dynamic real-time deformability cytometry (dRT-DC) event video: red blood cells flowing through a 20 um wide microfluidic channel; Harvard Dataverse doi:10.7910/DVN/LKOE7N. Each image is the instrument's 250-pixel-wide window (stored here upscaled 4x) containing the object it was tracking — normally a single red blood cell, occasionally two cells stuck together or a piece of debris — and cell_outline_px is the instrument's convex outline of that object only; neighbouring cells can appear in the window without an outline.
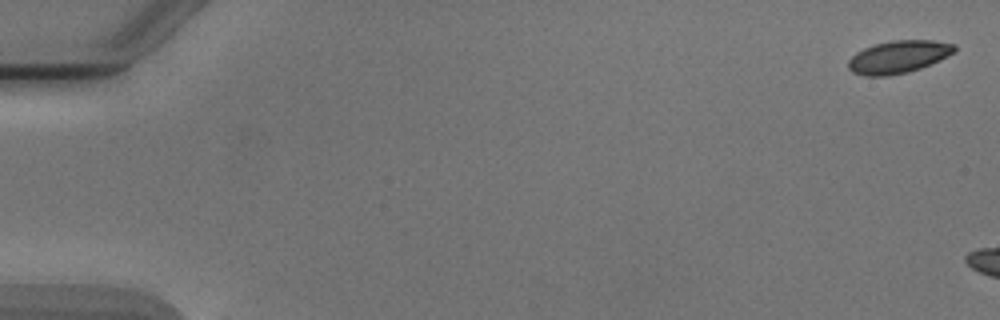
{"species": "Egyptian fruit bat (a non-hibernating species)", "species_latin": "Rousettus aegyptiacus", "temperature_condition": "cold", "stored_images_in_passage": 3, "camera_frame_rate_fps": 3000, "um_per_image_px": 0.085, "animal": {"sex": "male"}, "frame": {"image": 1, "passage_image": 1, "time_ms": 0.0, "image_size_px": [1000, 320], "cell_outline_px": [[956, 52], [940, 60], [920, 68], [908, 72], [888, 76], [864, 76], [852, 72], [848, 68], [848, 60], [856, 52], [864, 48], [876, 44], [896, 40], [932, 40], [956, 44]], "centroid_in_image_um": [76.38, 4.84], "position_along_channel_um": 8.6, "area_um2": 20.23}}